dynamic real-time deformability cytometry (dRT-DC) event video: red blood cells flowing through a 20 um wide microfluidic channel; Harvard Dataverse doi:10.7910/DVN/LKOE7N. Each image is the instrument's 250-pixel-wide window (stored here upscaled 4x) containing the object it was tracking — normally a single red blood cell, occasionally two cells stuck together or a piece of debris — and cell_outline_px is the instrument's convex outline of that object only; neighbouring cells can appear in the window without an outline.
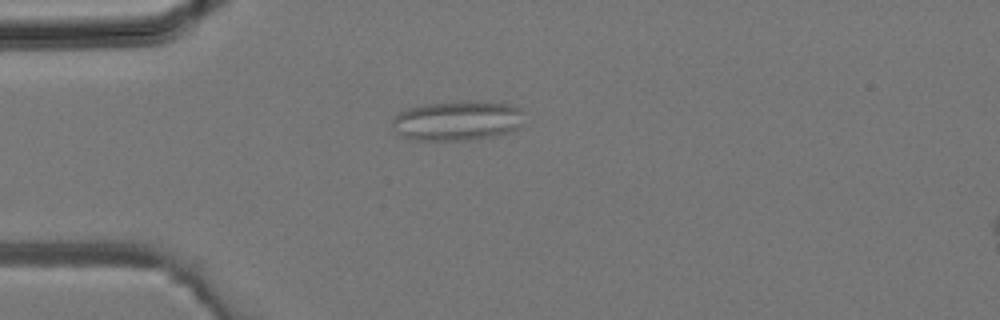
{"species": "common noctule bat (a hibernating species)", "species_latin": "Nyctalus noctula", "temperature_condition": "room temperature", "stored_images_in_passage": 29, "camera_frame_rate_fps": 3000, "um_per_image_px": 0.085, "animal": {"sex": "male", "body_mass_g": 19.2, "forearm_length_mm": 51.8}, "frame": {"image": 1, "passage_image": 3, "time_ms": 0.667, "image_size_px": [1000, 320], "cell_outline_px": [[520, 108], [516, 128], [508, 132], [488, 136], [460, 140], [416, 140], [404, 136], [400, 132], [392, 120], [400, 112], [412, 108], [428, 104], [504, 104]], "centroid_in_image_um": [38.8, 10.3], "position_along_channel_um": 46.2, "area_um2": 27.98}}
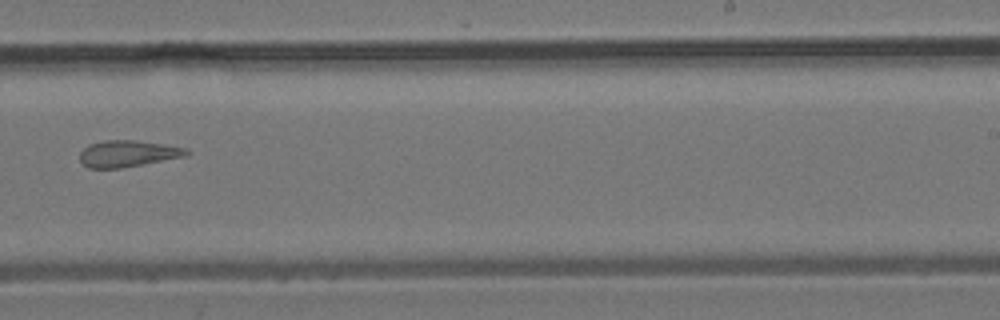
{"frame": {"image": 2, "passage_image": 16, "time_ms": 5.0, "image_size_px": [1000, 320], "cell_outline_px": [[192, 152], [188, 156], [120, 168], [88, 168], [80, 160], [80, 152], [88, 144], [104, 140], [136, 140], [184, 148]], "centroid_in_image_um": [10.85, 13.06], "position_along_channel_um": 278.1, "area_um2": 16.42}}
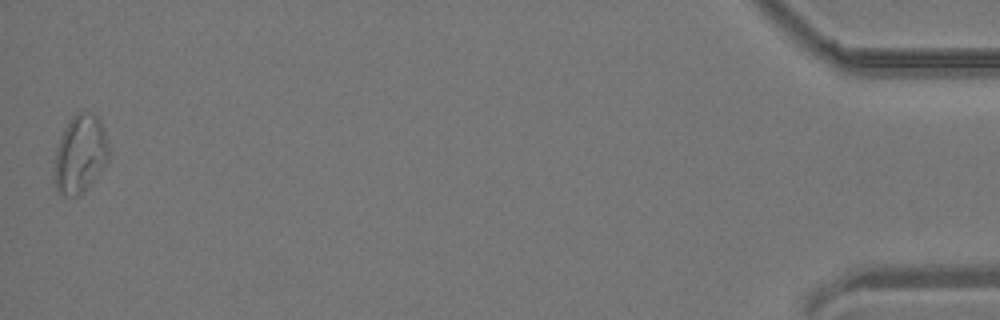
{"frame": {"image": 3, "passage_image": 29, "time_ms": 9.333, "image_size_px": [1000, 320], "cell_outline_px": [[108, 160], [100, 172], [84, 192], [80, 196], [64, 196], [56, 188], [52, 176], [56, 148], [60, 136], [64, 128], [72, 116], [76, 112], [92, 112], [100, 120], [104, 128], [108, 140]], "centroid_in_image_um": [6.79, 13.1], "position_along_channel_um": 428.4, "area_um2": 25.2}}